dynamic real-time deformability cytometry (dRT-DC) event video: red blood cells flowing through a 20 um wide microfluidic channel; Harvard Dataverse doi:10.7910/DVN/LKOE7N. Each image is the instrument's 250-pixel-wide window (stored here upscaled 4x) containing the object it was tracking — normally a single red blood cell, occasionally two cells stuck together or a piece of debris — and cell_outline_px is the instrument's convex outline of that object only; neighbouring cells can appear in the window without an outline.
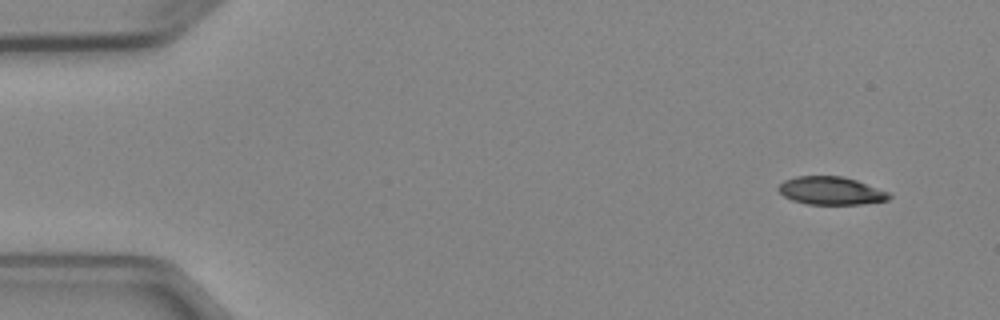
{"species": "Egyptian fruit bat (a non-hibernating species)", "species_latin": "Rousettus aegyptiacus", "temperature_condition": "cold", "stored_images_in_passage": 6, "camera_frame_rate_fps": 3000, "um_per_image_px": 0.085, "animal": {"sex": "female"}, "frame": {"image": 1, "passage_image": 1, "time_ms": 0.0, "image_size_px": [1000, 320], "cell_outline_px": [[892, 196], [888, 200], [864, 204], [808, 204], [792, 200], [784, 196], [776, 188], [784, 180], [796, 176], [840, 176], [856, 180], [888, 192]], "centroid_in_image_um": [70.61, 16.21], "position_along_channel_um": 14.4, "area_um2": 17.98}}
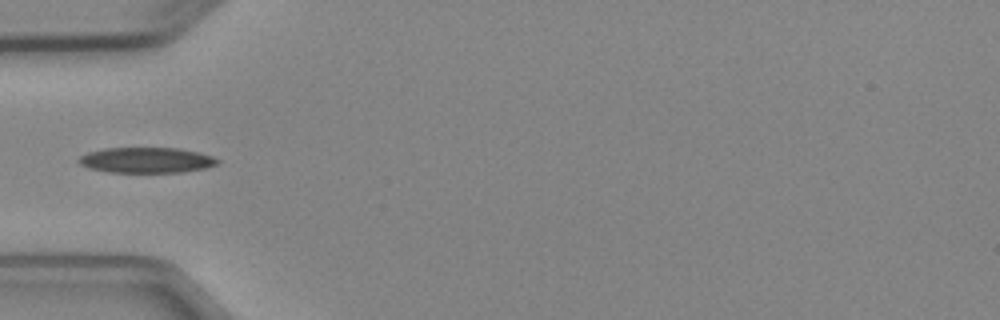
{"frame": {"image": 2, "passage_image": 4, "time_ms": 4.333, "image_size_px": [1000, 320], "cell_outline_px": [[220, 164], [204, 168], [184, 172], [108, 172], [88, 168], [80, 164], [76, 160], [80, 156], [88, 152], [104, 148], [180, 148], [212, 156], [220, 160]], "centroid_in_image_um": [12.44, 13.61], "position_along_channel_um": 72.6, "area_um2": 20.69}}